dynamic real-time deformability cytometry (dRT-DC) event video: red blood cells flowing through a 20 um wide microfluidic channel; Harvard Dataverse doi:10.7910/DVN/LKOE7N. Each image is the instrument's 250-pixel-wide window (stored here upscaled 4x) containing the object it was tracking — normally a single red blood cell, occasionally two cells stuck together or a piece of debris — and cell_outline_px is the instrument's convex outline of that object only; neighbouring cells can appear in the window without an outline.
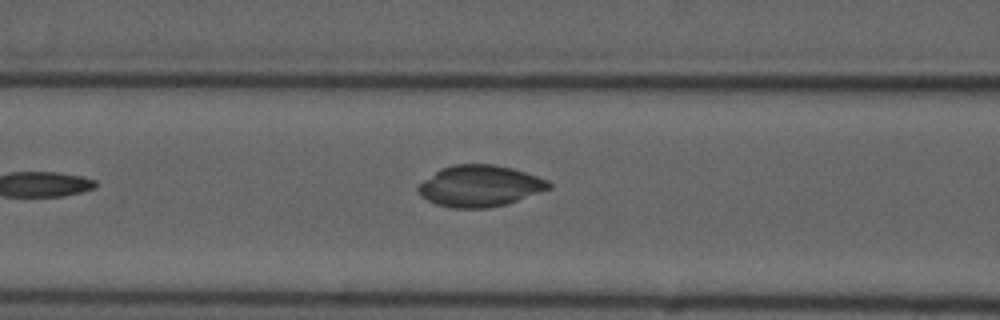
{"species": "common noctule bat (a hibernating species)", "species_latin": "Nyctalus noctula", "temperature_condition": "cold", "stored_images_in_passage": 6, "camera_frame_rate_fps": 3000, "um_per_image_px": 0.085, "animal": {"sex": "male", "forearm_length_mm": 52.5}, "frame": {"image": 1, "passage_image": 6, "time_ms": 6.667, "image_size_px": [1000, 320], "cell_outline_px": [[552, 188], [508, 204], [488, 208], [452, 208], [436, 204], [420, 196], [416, 188], [424, 180], [440, 168], [452, 164], [492, 164], [512, 168], [548, 180], [552, 184]], "centroid_in_image_um": [40.79, 15.81], "position_along_channel_um": 125.8, "area_um2": 31.62}}